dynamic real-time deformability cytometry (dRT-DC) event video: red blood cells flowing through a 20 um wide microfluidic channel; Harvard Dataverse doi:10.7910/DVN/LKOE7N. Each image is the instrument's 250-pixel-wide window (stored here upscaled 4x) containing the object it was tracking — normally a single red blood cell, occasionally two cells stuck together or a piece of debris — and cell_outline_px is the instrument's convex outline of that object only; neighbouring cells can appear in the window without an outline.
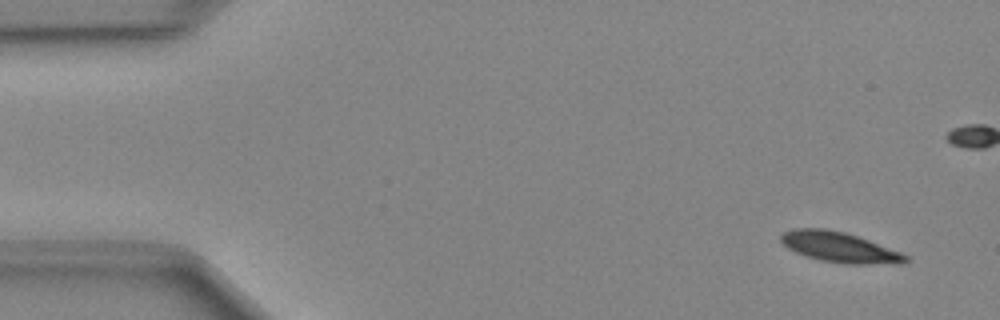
{"species": "Egyptian fruit bat (a non-hibernating species)", "species_latin": "Rousettus aegyptiacus", "temperature_condition": "cold", "stored_images_in_passage": 49, "camera_frame_rate_fps": 3000, "um_per_image_px": 0.085, "animal": {"sex": "female"}, "frame": {"image": 1, "passage_image": 2, "time_ms": 0.333, "image_size_px": [1000, 320], "cell_outline_px": [[908, 260], [904, 264], [844, 264], [820, 260], [796, 252], [788, 248], [780, 240], [780, 236], [784, 232], [792, 228], [824, 228], [844, 232], [868, 240], [900, 252], [908, 256]], "centroid_in_image_um": [71.36, 21.02], "position_along_channel_um": 13.6, "area_um2": 21.91}}
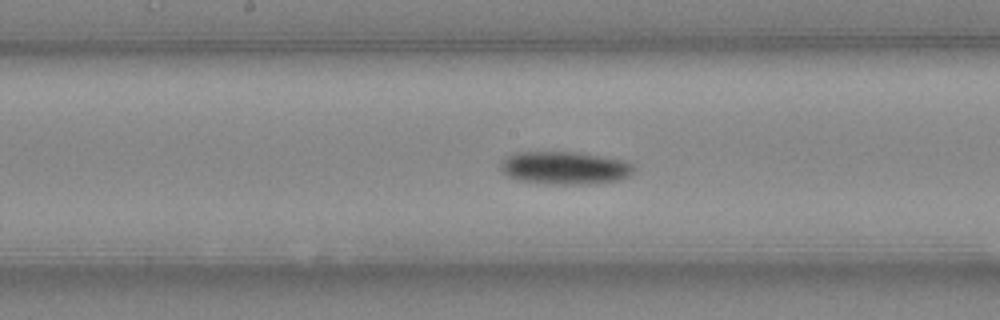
{"frame": {"image": 2, "passage_image": 24, "time_ms": 7.667, "image_size_px": [1000, 320], "cell_outline_px": [[632, 172], [628, 176], [616, 180], [588, 184], [552, 184], [520, 180], [508, 176], [500, 168], [500, 164], [508, 156], [516, 152], [576, 152], [624, 160], [632, 164]], "centroid_in_image_um": [47.99, 14.27], "position_along_channel_um": 200.2, "area_um2": 25.09}}
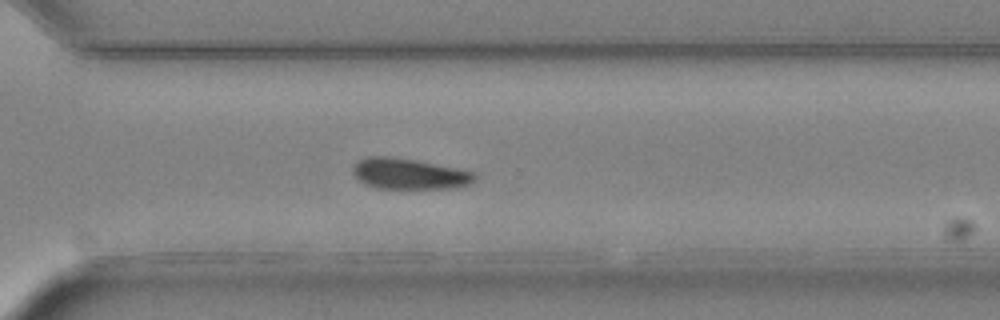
{"frame": {"image": 3, "passage_image": 34, "time_ms": 11.0, "image_size_px": [1000, 320], "cell_outline_px": [[476, 180], [472, 184], [456, 188], [376, 188], [364, 184], [352, 172], [352, 168], [360, 160], [368, 156], [392, 156], [416, 160], [476, 172]], "centroid_in_image_um": [34.82, 14.78], "position_along_channel_um": 335.8, "area_um2": 21.96}}